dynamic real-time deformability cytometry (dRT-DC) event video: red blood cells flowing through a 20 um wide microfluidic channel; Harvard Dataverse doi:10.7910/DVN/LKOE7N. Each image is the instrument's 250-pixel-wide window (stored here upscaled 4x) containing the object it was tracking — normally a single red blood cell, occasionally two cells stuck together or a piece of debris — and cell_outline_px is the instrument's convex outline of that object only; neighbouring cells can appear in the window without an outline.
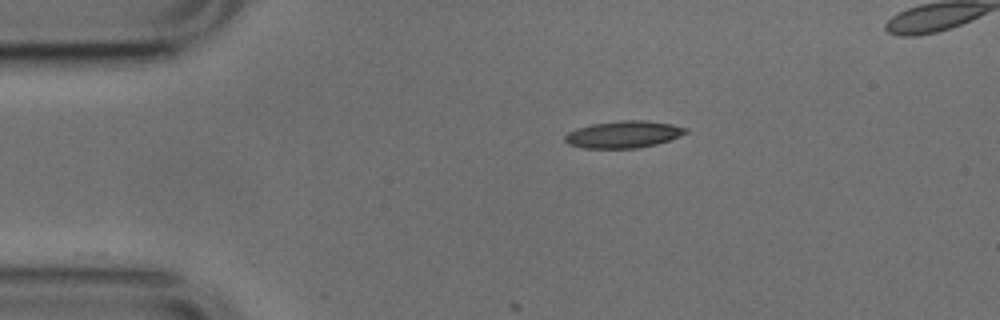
{"species": "common noctule bat (a hibernating species)", "species_latin": "Nyctalus noctula", "temperature_condition": "cold", "stored_images_in_passage": 6, "camera_frame_rate_fps": 3000, "um_per_image_px": 0.085, "animal": {"sex": "male", "body_mass_g": 17.9, "forearm_length_mm": 54.2}, "frame": {"image": 1, "passage_image": 1, "time_ms": 0.0, "image_size_px": [1000, 320], "cell_outline_px": [[688, 132], [680, 136], [656, 144], [636, 148], [584, 148], [568, 144], [564, 140], [564, 136], [568, 132], [592, 124], [620, 120], [644, 120], [672, 124], [688, 128]], "centroid_in_image_um": [53.01, 11.42], "position_along_channel_um": 32.0, "area_um2": 18.9}}